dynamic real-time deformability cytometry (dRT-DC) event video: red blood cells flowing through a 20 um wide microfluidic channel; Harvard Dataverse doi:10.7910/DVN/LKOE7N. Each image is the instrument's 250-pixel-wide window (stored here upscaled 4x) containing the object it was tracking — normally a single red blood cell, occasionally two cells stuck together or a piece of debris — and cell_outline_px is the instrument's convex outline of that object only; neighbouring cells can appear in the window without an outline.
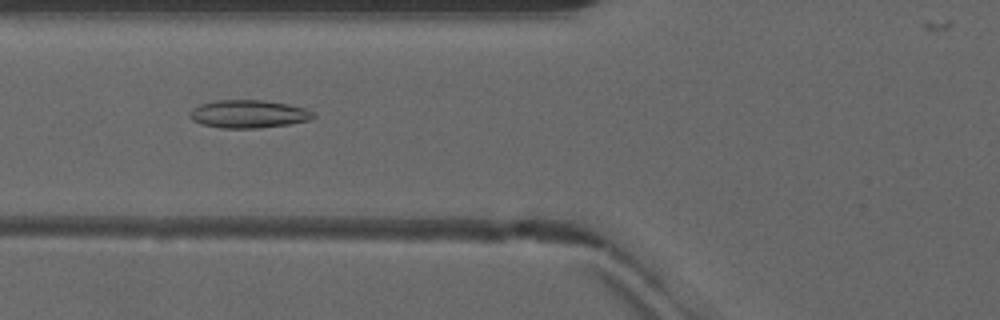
{"species": "common noctule bat (a hibernating species)", "species_latin": "Nyctalus noctula", "temperature_condition": "warm", "stored_images_in_passage": 45, "camera_frame_rate_fps": 3000, "um_per_image_px": 0.085, "animal": {"sex": "male", "forearm_length_mm": 52.5}, "frame": {"image": 1, "passage_image": 14, "time_ms": 4.333, "image_size_px": [1000, 320], "cell_outline_px": [[316, 116], [308, 120], [288, 124], [260, 128], [220, 128], [200, 124], [192, 120], [188, 116], [188, 112], [192, 108], [200, 104], [216, 100], [264, 100], [288, 104], [304, 108], [312, 112]], "centroid_in_image_um": [21.06, 9.69], "position_along_channel_um": 104.7, "area_um2": 20.23}}
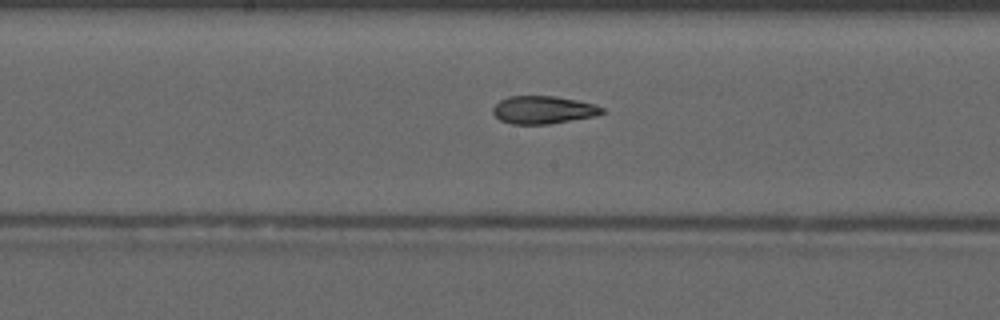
{"frame": {"image": 2, "passage_image": 21, "time_ms": 6.667, "image_size_px": [1000, 320], "cell_outline_px": [[604, 112], [596, 116], [548, 124], [512, 124], [500, 120], [492, 112], [492, 108], [500, 100], [508, 96], [556, 96], [576, 100], [592, 104], [604, 108]], "centroid_in_image_um": [46.15, 9.34], "position_along_channel_um": 202.0, "area_um2": 17.63}}
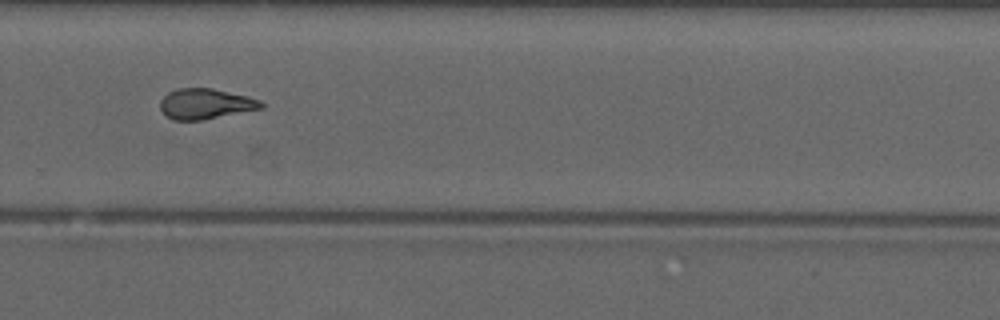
{"frame": {"image": 3, "passage_image": 29, "time_ms": 9.333, "image_size_px": [1000, 320], "cell_outline_px": [[264, 108], [200, 120], [176, 120], [168, 116], [160, 108], [160, 100], [168, 92], [176, 88], [212, 88], [248, 96], [260, 100], [264, 104]], "centroid_in_image_um": [17.48, 8.81], "position_along_channel_um": 312.3, "area_um2": 17.8}}